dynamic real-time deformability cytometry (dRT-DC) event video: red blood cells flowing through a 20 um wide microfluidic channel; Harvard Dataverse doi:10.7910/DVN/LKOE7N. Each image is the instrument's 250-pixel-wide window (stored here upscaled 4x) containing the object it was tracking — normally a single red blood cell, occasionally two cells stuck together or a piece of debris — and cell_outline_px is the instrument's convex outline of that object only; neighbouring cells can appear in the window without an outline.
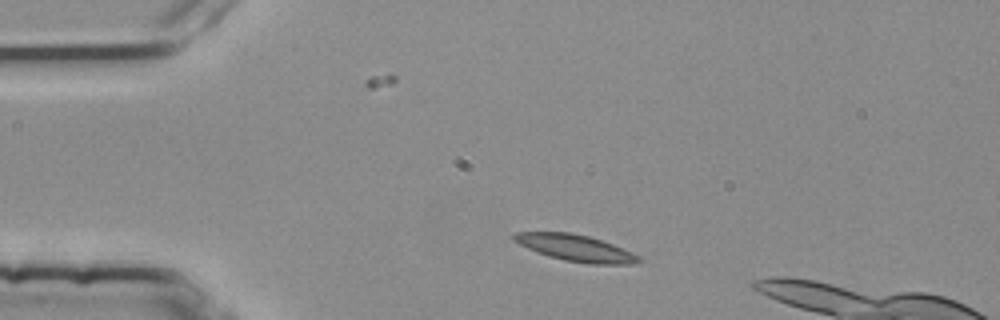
{"species": "common noctule bat (a hibernating species)", "species_latin": "Nyctalus noctula", "temperature_condition": "room temperature", "stored_images_in_passage": 3, "camera_frame_rate_fps": 3000, "um_per_image_px": 0.085, "animal": {"sex": "female", "body_mass_g": 25.1}, "frame": {"image": 1, "passage_image": 1, "time_ms": 0.0, "image_size_px": [1000, 320], "cell_outline_px": [[644, 260], [640, 264], [588, 264], [564, 260], [548, 256], [536, 252], [512, 240], [512, 232], [572, 232], [588, 236], [612, 244], [632, 252], [640, 256]], "centroid_in_image_um": [48.95, 21.08], "position_along_channel_um": 36.1, "area_um2": 19.48}}